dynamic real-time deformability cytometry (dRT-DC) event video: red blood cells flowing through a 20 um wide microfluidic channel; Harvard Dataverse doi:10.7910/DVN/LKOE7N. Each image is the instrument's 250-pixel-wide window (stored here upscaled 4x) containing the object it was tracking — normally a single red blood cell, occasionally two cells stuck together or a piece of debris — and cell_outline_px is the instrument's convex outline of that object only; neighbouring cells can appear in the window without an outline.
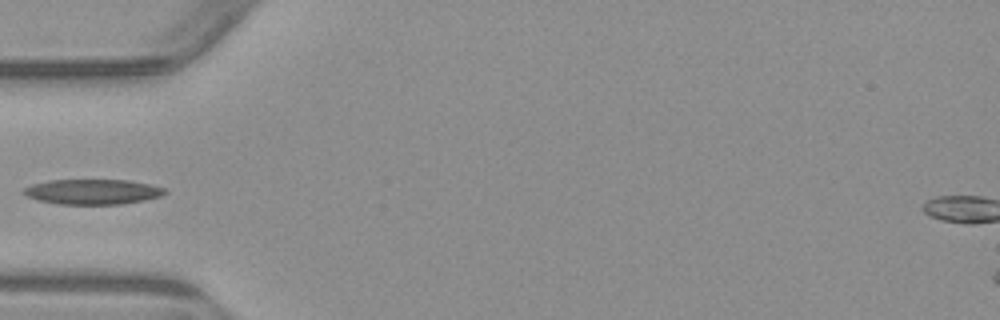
{"species": "common noctule bat (a hibernating species)", "species_latin": "Nyctalus noctula", "temperature_condition": "warm", "stored_images_in_passage": 4, "camera_frame_rate_fps": 3000, "um_per_image_px": 0.085, "animal": {"sex": "male", "body_mass_g": 23.1, "forearm_length_mm": 52.7}, "frame": {"image": 1, "passage_image": 4, "time_ms": 3.667, "image_size_px": [1000, 320], "cell_outline_px": [[168, 192], [160, 196], [144, 200], [120, 204], [60, 204], [36, 200], [20, 192], [24, 188], [32, 184], [48, 180], [128, 180], [148, 184], [164, 188]], "centroid_in_image_um": [7.84, 16.3], "position_along_channel_um": 77.2, "area_um2": 20.63}}